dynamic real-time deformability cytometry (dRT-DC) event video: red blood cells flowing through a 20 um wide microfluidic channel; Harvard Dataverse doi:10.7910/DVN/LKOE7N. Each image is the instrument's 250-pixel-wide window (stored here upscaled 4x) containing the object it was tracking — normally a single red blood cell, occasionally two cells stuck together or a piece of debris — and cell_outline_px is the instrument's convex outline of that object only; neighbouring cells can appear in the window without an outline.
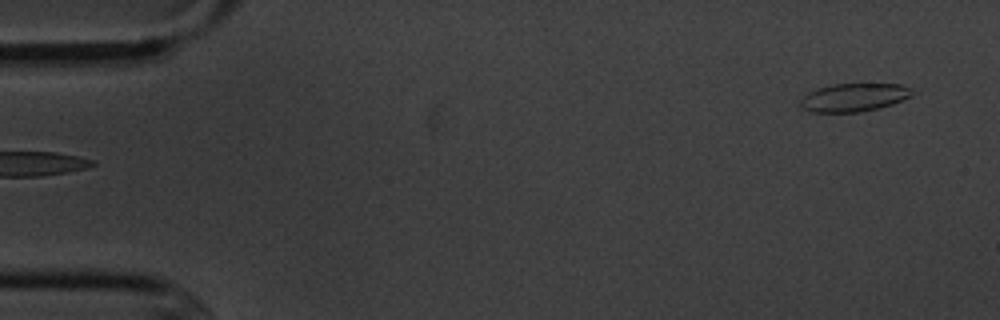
{"species": "common noctule bat (a hibernating species)", "species_latin": "Nyctalus noctula", "temperature_condition": "cold", "stored_images_in_passage": 5, "segment_of_instrument_passage": [2, 2], "camera_frame_rate_fps": 3000, "um_per_image_px": 0.085, "animal": {"sex": "male", "body_mass_g": 20.1, "forearm_length_mm": 53.5}, "frame": {"image": 1, "passage_image": 5, "time_ms": 5.333, "image_size_px": [1000, 320], "cell_outline_px": [[912, 96], [892, 104], [880, 108], [860, 112], [812, 112], [804, 108], [800, 104], [800, 100], [808, 92], [816, 88], [832, 84], [900, 84], [908, 88], [912, 92]], "centroid_in_image_um": [72.56, 8.28], "position_along_channel_um": 12.4, "area_um2": 18.26}}